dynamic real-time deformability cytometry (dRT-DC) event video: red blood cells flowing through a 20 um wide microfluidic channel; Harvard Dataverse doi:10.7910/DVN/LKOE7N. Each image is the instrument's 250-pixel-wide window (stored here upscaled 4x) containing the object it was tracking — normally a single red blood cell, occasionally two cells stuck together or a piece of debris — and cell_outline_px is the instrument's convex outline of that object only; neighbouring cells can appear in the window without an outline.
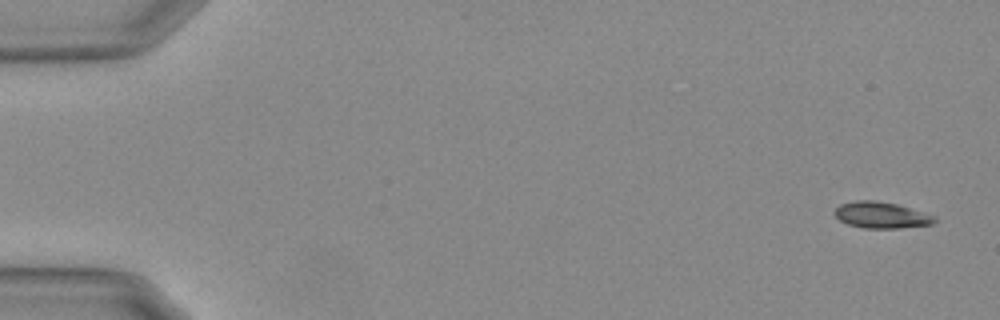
{"species": "Egyptian fruit bat (a non-hibernating species)", "species_latin": "Rousettus aegyptiacus", "temperature_condition": "warm", "stored_images_in_passage": 54, "camera_frame_rate_fps": 3000, "um_per_image_px": 0.085, "animal": {"sex": "female"}, "frame": {"image": 1, "passage_image": 1, "time_ms": 0.0, "image_size_px": [1000, 320], "cell_outline_px": [[936, 220], [932, 224], [900, 228], [864, 228], [848, 224], [840, 220], [832, 212], [840, 204], [856, 200], [876, 200], [896, 204], [924, 212], [936, 216]], "centroid_in_image_um": [74.9, 18.27], "position_along_channel_um": 10.1, "area_um2": 15.32}}
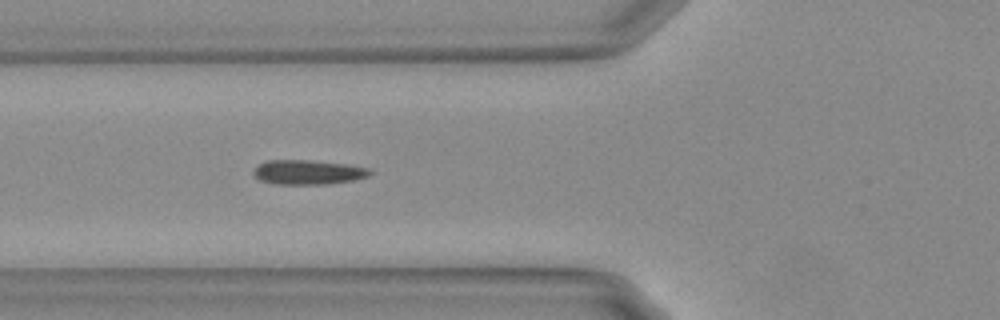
{"frame": {"image": 2, "passage_image": 20, "time_ms": 6.333, "image_size_px": [1000, 320], "cell_outline_px": [[372, 172], [368, 176], [352, 180], [324, 184], [272, 184], [260, 180], [252, 172], [256, 164], [264, 160], [312, 160], [348, 164], [368, 168]], "centroid_in_image_um": [26.12, 14.62], "position_along_channel_um": 99.7, "area_um2": 16.76}}
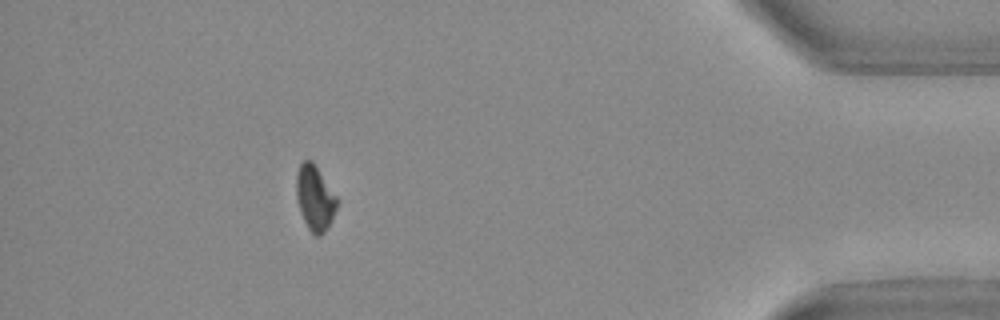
{"frame": {"image": 3, "passage_image": 49, "time_ms": 16.0, "image_size_px": [1000, 320], "cell_outline_px": [[340, 200], [328, 228], [320, 236], [316, 236], [308, 228], [300, 212], [296, 196], [296, 172], [300, 164], [304, 160], [312, 160]], "centroid_in_image_um": [26.78, 16.82], "position_along_channel_um": 408.4, "area_um2": 15.61}}